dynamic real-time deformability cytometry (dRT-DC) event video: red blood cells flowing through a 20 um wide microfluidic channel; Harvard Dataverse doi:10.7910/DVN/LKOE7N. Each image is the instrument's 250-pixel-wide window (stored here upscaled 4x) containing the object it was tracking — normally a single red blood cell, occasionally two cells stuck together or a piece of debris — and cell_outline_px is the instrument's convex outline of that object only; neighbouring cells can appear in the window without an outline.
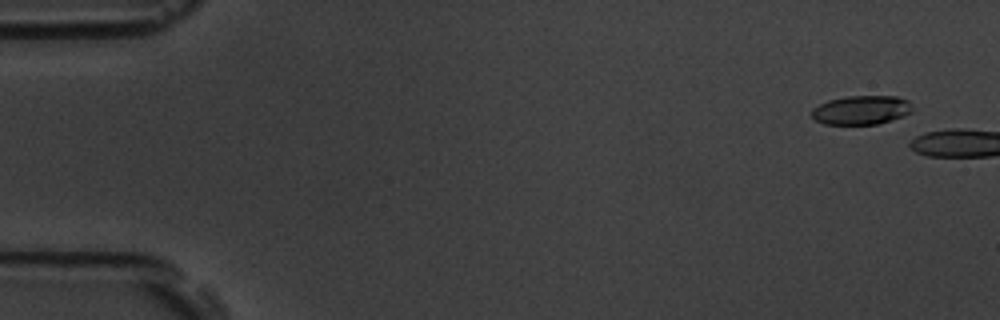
{"species": "common noctule bat (a hibernating species)", "species_latin": "Nyctalus noctula", "temperature_condition": "room temperature", "stored_images_in_passage": 6, "camera_frame_rate_fps": 3000, "um_per_image_px": 0.085, "animal": {"sex": "male", "body_mass_g": 19.5, "forearm_length_mm": 54.6}, "frame": {"image": 1, "passage_image": 4, "time_ms": 1.0, "image_size_px": [1000, 320], "cell_outline_px": [[912, 112], [876, 124], [824, 124], [816, 120], [812, 116], [812, 108], [828, 100], [848, 96], [896, 96], [908, 100], [912, 108]], "centroid_in_image_um": [73.19, 9.34], "position_along_channel_um": 11.8, "area_um2": 16.76}}